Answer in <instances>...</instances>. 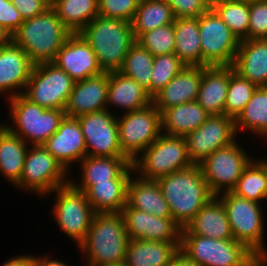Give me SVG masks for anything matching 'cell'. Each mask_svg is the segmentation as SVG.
Segmentation results:
<instances>
[{"label": "cell", "instance_id": "cell-1", "mask_svg": "<svg viewBox=\"0 0 267 266\" xmlns=\"http://www.w3.org/2000/svg\"><path fill=\"white\" fill-rule=\"evenodd\" d=\"M129 240L120 213H95L78 252L84 266H119L124 264Z\"/></svg>", "mask_w": 267, "mask_h": 266}, {"label": "cell", "instance_id": "cell-2", "mask_svg": "<svg viewBox=\"0 0 267 266\" xmlns=\"http://www.w3.org/2000/svg\"><path fill=\"white\" fill-rule=\"evenodd\" d=\"M167 201L172 219L181 227L195 217L213 198L199 165L173 172L156 180Z\"/></svg>", "mask_w": 267, "mask_h": 266}, {"label": "cell", "instance_id": "cell-3", "mask_svg": "<svg viewBox=\"0 0 267 266\" xmlns=\"http://www.w3.org/2000/svg\"><path fill=\"white\" fill-rule=\"evenodd\" d=\"M93 49L103 72H118L136 42L131 23L102 16L95 17L80 32Z\"/></svg>", "mask_w": 267, "mask_h": 266}, {"label": "cell", "instance_id": "cell-4", "mask_svg": "<svg viewBox=\"0 0 267 266\" xmlns=\"http://www.w3.org/2000/svg\"><path fill=\"white\" fill-rule=\"evenodd\" d=\"M71 34L50 7L44 13L24 20L13 34V42L35 65L53 62Z\"/></svg>", "mask_w": 267, "mask_h": 266}, {"label": "cell", "instance_id": "cell-5", "mask_svg": "<svg viewBox=\"0 0 267 266\" xmlns=\"http://www.w3.org/2000/svg\"><path fill=\"white\" fill-rule=\"evenodd\" d=\"M6 101L8 105H5L9 107L7 116L11 122L1 120V124L29 146L43 145L58 130L60 122L65 117L64 110L45 109L32 103L22 94Z\"/></svg>", "mask_w": 267, "mask_h": 266}, {"label": "cell", "instance_id": "cell-6", "mask_svg": "<svg viewBox=\"0 0 267 266\" xmlns=\"http://www.w3.org/2000/svg\"><path fill=\"white\" fill-rule=\"evenodd\" d=\"M217 197L222 201L233 233V239L243 243L262 262L267 261L266 222L262 203L240 197L232 191ZM264 207V208H263ZM264 210V211H263Z\"/></svg>", "mask_w": 267, "mask_h": 266}, {"label": "cell", "instance_id": "cell-7", "mask_svg": "<svg viewBox=\"0 0 267 266\" xmlns=\"http://www.w3.org/2000/svg\"><path fill=\"white\" fill-rule=\"evenodd\" d=\"M179 251L198 266H267V261L234 239L181 235Z\"/></svg>", "mask_w": 267, "mask_h": 266}, {"label": "cell", "instance_id": "cell-8", "mask_svg": "<svg viewBox=\"0 0 267 266\" xmlns=\"http://www.w3.org/2000/svg\"><path fill=\"white\" fill-rule=\"evenodd\" d=\"M46 198H55L52 200L50 217L60 228V232H64L63 234L78 248L84 242L95 214L85 193L68 183L56 188L42 199Z\"/></svg>", "mask_w": 267, "mask_h": 266}, {"label": "cell", "instance_id": "cell-9", "mask_svg": "<svg viewBox=\"0 0 267 266\" xmlns=\"http://www.w3.org/2000/svg\"><path fill=\"white\" fill-rule=\"evenodd\" d=\"M192 165L185 137L163 133L132 161L134 173L147 180H157Z\"/></svg>", "mask_w": 267, "mask_h": 266}, {"label": "cell", "instance_id": "cell-10", "mask_svg": "<svg viewBox=\"0 0 267 266\" xmlns=\"http://www.w3.org/2000/svg\"><path fill=\"white\" fill-rule=\"evenodd\" d=\"M71 174L43 145L29 146L15 191L35 194L42 199L56 188L70 183ZM69 178V179H68Z\"/></svg>", "mask_w": 267, "mask_h": 266}, {"label": "cell", "instance_id": "cell-11", "mask_svg": "<svg viewBox=\"0 0 267 266\" xmlns=\"http://www.w3.org/2000/svg\"><path fill=\"white\" fill-rule=\"evenodd\" d=\"M117 124L120 148L131 162L162 134L161 114L153 103L117 115Z\"/></svg>", "mask_w": 267, "mask_h": 266}, {"label": "cell", "instance_id": "cell-12", "mask_svg": "<svg viewBox=\"0 0 267 266\" xmlns=\"http://www.w3.org/2000/svg\"><path fill=\"white\" fill-rule=\"evenodd\" d=\"M238 139L232 144L217 149L199 164L204 179L214 196L232 191L244 169L255 158L244 149Z\"/></svg>", "mask_w": 267, "mask_h": 266}, {"label": "cell", "instance_id": "cell-13", "mask_svg": "<svg viewBox=\"0 0 267 266\" xmlns=\"http://www.w3.org/2000/svg\"><path fill=\"white\" fill-rule=\"evenodd\" d=\"M74 83L54 63H39L33 66L22 95L45 109L64 110Z\"/></svg>", "mask_w": 267, "mask_h": 266}, {"label": "cell", "instance_id": "cell-14", "mask_svg": "<svg viewBox=\"0 0 267 266\" xmlns=\"http://www.w3.org/2000/svg\"><path fill=\"white\" fill-rule=\"evenodd\" d=\"M202 66H232L240 41L213 9L199 16Z\"/></svg>", "mask_w": 267, "mask_h": 266}, {"label": "cell", "instance_id": "cell-15", "mask_svg": "<svg viewBox=\"0 0 267 266\" xmlns=\"http://www.w3.org/2000/svg\"><path fill=\"white\" fill-rule=\"evenodd\" d=\"M237 138L234 118L210 115L201 126L185 136L187 154L194 165H199L217 149L232 144Z\"/></svg>", "mask_w": 267, "mask_h": 266}, {"label": "cell", "instance_id": "cell-16", "mask_svg": "<svg viewBox=\"0 0 267 266\" xmlns=\"http://www.w3.org/2000/svg\"><path fill=\"white\" fill-rule=\"evenodd\" d=\"M76 119L85 137L87 156H125L119 145L117 115L106 109Z\"/></svg>", "mask_w": 267, "mask_h": 266}, {"label": "cell", "instance_id": "cell-17", "mask_svg": "<svg viewBox=\"0 0 267 266\" xmlns=\"http://www.w3.org/2000/svg\"><path fill=\"white\" fill-rule=\"evenodd\" d=\"M130 239L158 242H180L182 228L172 217H156L130 207L120 212Z\"/></svg>", "mask_w": 267, "mask_h": 266}, {"label": "cell", "instance_id": "cell-18", "mask_svg": "<svg viewBox=\"0 0 267 266\" xmlns=\"http://www.w3.org/2000/svg\"><path fill=\"white\" fill-rule=\"evenodd\" d=\"M78 164L79 178L78 176L77 179L76 176L73 178L72 174L70 183L84 193L96 183L110 182L113 179H130L134 173L132 162L126 156H85Z\"/></svg>", "mask_w": 267, "mask_h": 266}, {"label": "cell", "instance_id": "cell-19", "mask_svg": "<svg viewBox=\"0 0 267 266\" xmlns=\"http://www.w3.org/2000/svg\"><path fill=\"white\" fill-rule=\"evenodd\" d=\"M75 81L103 73L93 49L80 33H72L52 62Z\"/></svg>", "mask_w": 267, "mask_h": 266}, {"label": "cell", "instance_id": "cell-20", "mask_svg": "<svg viewBox=\"0 0 267 266\" xmlns=\"http://www.w3.org/2000/svg\"><path fill=\"white\" fill-rule=\"evenodd\" d=\"M43 146L70 174L73 166L87 156L85 137L76 118L65 116L58 130Z\"/></svg>", "mask_w": 267, "mask_h": 266}, {"label": "cell", "instance_id": "cell-21", "mask_svg": "<svg viewBox=\"0 0 267 266\" xmlns=\"http://www.w3.org/2000/svg\"><path fill=\"white\" fill-rule=\"evenodd\" d=\"M34 64L13 41L0 48V98L23 94Z\"/></svg>", "mask_w": 267, "mask_h": 266}, {"label": "cell", "instance_id": "cell-22", "mask_svg": "<svg viewBox=\"0 0 267 266\" xmlns=\"http://www.w3.org/2000/svg\"><path fill=\"white\" fill-rule=\"evenodd\" d=\"M108 75L109 72H103L75 82L64 109L65 116L78 118L88 113L106 110Z\"/></svg>", "mask_w": 267, "mask_h": 266}, {"label": "cell", "instance_id": "cell-23", "mask_svg": "<svg viewBox=\"0 0 267 266\" xmlns=\"http://www.w3.org/2000/svg\"><path fill=\"white\" fill-rule=\"evenodd\" d=\"M151 103L152 97L148 91L135 80L124 76L119 71L109 73L107 110L119 115L122 112L140 110Z\"/></svg>", "mask_w": 267, "mask_h": 266}, {"label": "cell", "instance_id": "cell-24", "mask_svg": "<svg viewBox=\"0 0 267 266\" xmlns=\"http://www.w3.org/2000/svg\"><path fill=\"white\" fill-rule=\"evenodd\" d=\"M206 66H185L153 98L152 103L161 112L166 108L197 101L203 69Z\"/></svg>", "mask_w": 267, "mask_h": 266}, {"label": "cell", "instance_id": "cell-25", "mask_svg": "<svg viewBox=\"0 0 267 266\" xmlns=\"http://www.w3.org/2000/svg\"><path fill=\"white\" fill-rule=\"evenodd\" d=\"M181 235H200L213 239H233V233L222 201L213 196L182 228Z\"/></svg>", "mask_w": 267, "mask_h": 266}, {"label": "cell", "instance_id": "cell-26", "mask_svg": "<svg viewBox=\"0 0 267 266\" xmlns=\"http://www.w3.org/2000/svg\"><path fill=\"white\" fill-rule=\"evenodd\" d=\"M232 66L244 79L267 86V39L241 40Z\"/></svg>", "mask_w": 267, "mask_h": 266}, {"label": "cell", "instance_id": "cell-27", "mask_svg": "<svg viewBox=\"0 0 267 266\" xmlns=\"http://www.w3.org/2000/svg\"><path fill=\"white\" fill-rule=\"evenodd\" d=\"M229 79L230 66L203 69L197 102L210 115H224Z\"/></svg>", "mask_w": 267, "mask_h": 266}, {"label": "cell", "instance_id": "cell-28", "mask_svg": "<svg viewBox=\"0 0 267 266\" xmlns=\"http://www.w3.org/2000/svg\"><path fill=\"white\" fill-rule=\"evenodd\" d=\"M127 204L156 217H172L158 182L140 178L135 173L128 183Z\"/></svg>", "mask_w": 267, "mask_h": 266}, {"label": "cell", "instance_id": "cell-29", "mask_svg": "<svg viewBox=\"0 0 267 266\" xmlns=\"http://www.w3.org/2000/svg\"><path fill=\"white\" fill-rule=\"evenodd\" d=\"M180 242H158L130 239L125 255V266H169L180 252Z\"/></svg>", "mask_w": 267, "mask_h": 266}, {"label": "cell", "instance_id": "cell-30", "mask_svg": "<svg viewBox=\"0 0 267 266\" xmlns=\"http://www.w3.org/2000/svg\"><path fill=\"white\" fill-rule=\"evenodd\" d=\"M163 134L185 137L210 116L197 101L166 108L160 112Z\"/></svg>", "mask_w": 267, "mask_h": 266}, {"label": "cell", "instance_id": "cell-31", "mask_svg": "<svg viewBox=\"0 0 267 266\" xmlns=\"http://www.w3.org/2000/svg\"><path fill=\"white\" fill-rule=\"evenodd\" d=\"M29 145L0 122V176L13 187L19 182Z\"/></svg>", "mask_w": 267, "mask_h": 266}, {"label": "cell", "instance_id": "cell-32", "mask_svg": "<svg viewBox=\"0 0 267 266\" xmlns=\"http://www.w3.org/2000/svg\"><path fill=\"white\" fill-rule=\"evenodd\" d=\"M239 137L241 133L267 140V86L258 87L240 114L234 119ZM256 136V137H255ZM259 136V137H258Z\"/></svg>", "mask_w": 267, "mask_h": 266}, {"label": "cell", "instance_id": "cell-33", "mask_svg": "<svg viewBox=\"0 0 267 266\" xmlns=\"http://www.w3.org/2000/svg\"><path fill=\"white\" fill-rule=\"evenodd\" d=\"M175 54L185 66H202L199 17H178L174 20Z\"/></svg>", "mask_w": 267, "mask_h": 266}, {"label": "cell", "instance_id": "cell-34", "mask_svg": "<svg viewBox=\"0 0 267 266\" xmlns=\"http://www.w3.org/2000/svg\"><path fill=\"white\" fill-rule=\"evenodd\" d=\"M130 179H113L92 185L85 195L95 213H120L127 203Z\"/></svg>", "mask_w": 267, "mask_h": 266}, {"label": "cell", "instance_id": "cell-35", "mask_svg": "<svg viewBox=\"0 0 267 266\" xmlns=\"http://www.w3.org/2000/svg\"><path fill=\"white\" fill-rule=\"evenodd\" d=\"M98 0H51V8L71 33H79L98 16Z\"/></svg>", "mask_w": 267, "mask_h": 266}, {"label": "cell", "instance_id": "cell-36", "mask_svg": "<svg viewBox=\"0 0 267 266\" xmlns=\"http://www.w3.org/2000/svg\"><path fill=\"white\" fill-rule=\"evenodd\" d=\"M175 16L165 0H144L139 2L131 26L135 40L143 33L174 23Z\"/></svg>", "mask_w": 267, "mask_h": 266}, {"label": "cell", "instance_id": "cell-37", "mask_svg": "<svg viewBox=\"0 0 267 266\" xmlns=\"http://www.w3.org/2000/svg\"><path fill=\"white\" fill-rule=\"evenodd\" d=\"M265 188V156H255L244 169L232 192L245 199L265 204Z\"/></svg>", "mask_w": 267, "mask_h": 266}, {"label": "cell", "instance_id": "cell-38", "mask_svg": "<svg viewBox=\"0 0 267 266\" xmlns=\"http://www.w3.org/2000/svg\"><path fill=\"white\" fill-rule=\"evenodd\" d=\"M153 62L154 56L138 42H135L128 50L119 72L139 83L151 96Z\"/></svg>", "mask_w": 267, "mask_h": 266}, {"label": "cell", "instance_id": "cell-39", "mask_svg": "<svg viewBox=\"0 0 267 266\" xmlns=\"http://www.w3.org/2000/svg\"><path fill=\"white\" fill-rule=\"evenodd\" d=\"M258 86L241 77L230 66V79L227 98L224 106V115L236 118L243 110Z\"/></svg>", "mask_w": 267, "mask_h": 266}, {"label": "cell", "instance_id": "cell-40", "mask_svg": "<svg viewBox=\"0 0 267 266\" xmlns=\"http://www.w3.org/2000/svg\"><path fill=\"white\" fill-rule=\"evenodd\" d=\"M239 41L248 39L249 4L233 0L213 9Z\"/></svg>", "mask_w": 267, "mask_h": 266}, {"label": "cell", "instance_id": "cell-41", "mask_svg": "<svg viewBox=\"0 0 267 266\" xmlns=\"http://www.w3.org/2000/svg\"><path fill=\"white\" fill-rule=\"evenodd\" d=\"M184 67L185 65L175 53L154 56L151 97L153 98L163 89Z\"/></svg>", "mask_w": 267, "mask_h": 266}, {"label": "cell", "instance_id": "cell-42", "mask_svg": "<svg viewBox=\"0 0 267 266\" xmlns=\"http://www.w3.org/2000/svg\"><path fill=\"white\" fill-rule=\"evenodd\" d=\"M143 48L153 56L170 54L175 52V28L174 24L161 26L143 33L137 40Z\"/></svg>", "mask_w": 267, "mask_h": 266}, {"label": "cell", "instance_id": "cell-43", "mask_svg": "<svg viewBox=\"0 0 267 266\" xmlns=\"http://www.w3.org/2000/svg\"><path fill=\"white\" fill-rule=\"evenodd\" d=\"M98 16L117 18L131 23L138 0H98Z\"/></svg>", "mask_w": 267, "mask_h": 266}, {"label": "cell", "instance_id": "cell-44", "mask_svg": "<svg viewBox=\"0 0 267 266\" xmlns=\"http://www.w3.org/2000/svg\"><path fill=\"white\" fill-rule=\"evenodd\" d=\"M248 39H267V0L249 4Z\"/></svg>", "mask_w": 267, "mask_h": 266}, {"label": "cell", "instance_id": "cell-45", "mask_svg": "<svg viewBox=\"0 0 267 266\" xmlns=\"http://www.w3.org/2000/svg\"><path fill=\"white\" fill-rule=\"evenodd\" d=\"M173 11L175 18L178 17H199L204 13L206 0H165Z\"/></svg>", "mask_w": 267, "mask_h": 266}, {"label": "cell", "instance_id": "cell-46", "mask_svg": "<svg viewBox=\"0 0 267 266\" xmlns=\"http://www.w3.org/2000/svg\"><path fill=\"white\" fill-rule=\"evenodd\" d=\"M23 22L20 12L10 0H0V26L13 35Z\"/></svg>", "mask_w": 267, "mask_h": 266}, {"label": "cell", "instance_id": "cell-47", "mask_svg": "<svg viewBox=\"0 0 267 266\" xmlns=\"http://www.w3.org/2000/svg\"><path fill=\"white\" fill-rule=\"evenodd\" d=\"M20 12L23 20L44 13L51 7V0H10Z\"/></svg>", "mask_w": 267, "mask_h": 266}, {"label": "cell", "instance_id": "cell-48", "mask_svg": "<svg viewBox=\"0 0 267 266\" xmlns=\"http://www.w3.org/2000/svg\"><path fill=\"white\" fill-rule=\"evenodd\" d=\"M55 257L49 254H42V255H34L31 254V261L36 266H69L66 261L59 260L58 258L54 259Z\"/></svg>", "mask_w": 267, "mask_h": 266}, {"label": "cell", "instance_id": "cell-49", "mask_svg": "<svg viewBox=\"0 0 267 266\" xmlns=\"http://www.w3.org/2000/svg\"><path fill=\"white\" fill-rule=\"evenodd\" d=\"M31 262V253L11 256L0 266H27Z\"/></svg>", "mask_w": 267, "mask_h": 266}, {"label": "cell", "instance_id": "cell-50", "mask_svg": "<svg viewBox=\"0 0 267 266\" xmlns=\"http://www.w3.org/2000/svg\"><path fill=\"white\" fill-rule=\"evenodd\" d=\"M169 266H198L188 258H186L181 252H179L171 261Z\"/></svg>", "mask_w": 267, "mask_h": 266}, {"label": "cell", "instance_id": "cell-51", "mask_svg": "<svg viewBox=\"0 0 267 266\" xmlns=\"http://www.w3.org/2000/svg\"><path fill=\"white\" fill-rule=\"evenodd\" d=\"M12 41L13 35L3 26H0V48L9 45Z\"/></svg>", "mask_w": 267, "mask_h": 266}, {"label": "cell", "instance_id": "cell-52", "mask_svg": "<svg viewBox=\"0 0 267 266\" xmlns=\"http://www.w3.org/2000/svg\"><path fill=\"white\" fill-rule=\"evenodd\" d=\"M233 0H206V8L214 9L216 6Z\"/></svg>", "mask_w": 267, "mask_h": 266}, {"label": "cell", "instance_id": "cell-53", "mask_svg": "<svg viewBox=\"0 0 267 266\" xmlns=\"http://www.w3.org/2000/svg\"><path fill=\"white\" fill-rule=\"evenodd\" d=\"M265 179H266L265 203H267V158L266 156H265Z\"/></svg>", "mask_w": 267, "mask_h": 266}, {"label": "cell", "instance_id": "cell-54", "mask_svg": "<svg viewBox=\"0 0 267 266\" xmlns=\"http://www.w3.org/2000/svg\"><path fill=\"white\" fill-rule=\"evenodd\" d=\"M239 1L251 4V3H257V2L265 1V0H239Z\"/></svg>", "mask_w": 267, "mask_h": 266}, {"label": "cell", "instance_id": "cell-55", "mask_svg": "<svg viewBox=\"0 0 267 266\" xmlns=\"http://www.w3.org/2000/svg\"><path fill=\"white\" fill-rule=\"evenodd\" d=\"M27 266H36L32 261Z\"/></svg>", "mask_w": 267, "mask_h": 266}]
</instances>
